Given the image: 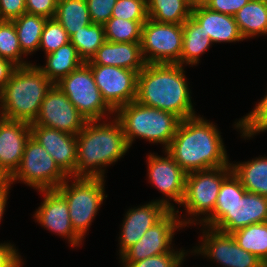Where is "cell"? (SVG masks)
<instances>
[{
  "mask_svg": "<svg viewBox=\"0 0 267 267\" xmlns=\"http://www.w3.org/2000/svg\"><path fill=\"white\" fill-rule=\"evenodd\" d=\"M58 0H26V13L54 18Z\"/></svg>",
  "mask_w": 267,
  "mask_h": 267,
  "instance_id": "cell-41",
  "label": "cell"
},
{
  "mask_svg": "<svg viewBox=\"0 0 267 267\" xmlns=\"http://www.w3.org/2000/svg\"><path fill=\"white\" fill-rule=\"evenodd\" d=\"M240 179L232 172L223 182L217 196L213 213L202 223V226L212 228L245 194Z\"/></svg>",
  "mask_w": 267,
  "mask_h": 267,
  "instance_id": "cell-30",
  "label": "cell"
},
{
  "mask_svg": "<svg viewBox=\"0 0 267 267\" xmlns=\"http://www.w3.org/2000/svg\"><path fill=\"white\" fill-rule=\"evenodd\" d=\"M180 64H146L137 76L136 101L175 114L181 120L195 116L191 95Z\"/></svg>",
  "mask_w": 267,
  "mask_h": 267,
  "instance_id": "cell-2",
  "label": "cell"
},
{
  "mask_svg": "<svg viewBox=\"0 0 267 267\" xmlns=\"http://www.w3.org/2000/svg\"><path fill=\"white\" fill-rule=\"evenodd\" d=\"M187 252H169L145 258L138 262L123 263V267H178Z\"/></svg>",
  "mask_w": 267,
  "mask_h": 267,
  "instance_id": "cell-38",
  "label": "cell"
},
{
  "mask_svg": "<svg viewBox=\"0 0 267 267\" xmlns=\"http://www.w3.org/2000/svg\"><path fill=\"white\" fill-rule=\"evenodd\" d=\"M11 185L9 184L3 191H0V223L3 218L4 211L6 210V203L8 200L9 189Z\"/></svg>",
  "mask_w": 267,
  "mask_h": 267,
  "instance_id": "cell-45",
  "label": "cell"
},
{
  "mask_svg": "<svg viewBox=\"0 0 267 267\" xmlns=\"http://www.w3.org/2000/svg\"><path fill=\"white\" fill-rule=\"evenodd\" d=\"M69 42L70 37L62 25L55 18H48L41 35L39 50L42 49L47 55Z\"/></svg>",
  "mask_w": 267,
  "mask_h": 267,
  "instance_id": "cell-36",
  "label": "cell"
},
{
  "mask_svg": "<svg viewBox=\"0 0 267 267\" xmlns=\"http://www.w3.org/2000/svg\"><path fill=\"white\" fill-rule=\"evenodd\" d=\"M30 137V123L0 117V170L9 178L19 168Z\"/></svg>",
  "mask_w": 267,
  "mask_h": 267,
  "instance_id": "cell-18",
  "label": "cell"
},
{
  "mask_svg": "<svg viewBox=\"0 0 267 267\" xmlns=\"http://www.w3.org/2000/svg\"><path fill=\"white\" fill-rule=\"evenodd\" d=\"M26 13V0H0V20L13 21Z\"/></svg>",
  "mask_w": 267,
  "mask_h": 267,
  "instance_id": "cell-40",
  "label": "cell"
},
{
  "mask_svg": "<svg viewBox=\"0 0 267 267\" xmlns=\"http://www.w3.org/2000/svg\"><path fill=\"white\" fill-rule=\"evenodd\" d=\"M209 34H206L202 26L191 16L183 24V41L180 60L176 64L197 65L200 56L212 46Z\"/></svg>",
  "mask_w": 267,
  "mask_h": 267,
  "instance_id": "cell-23",
  "label": "cell"
},
{
  "mask_svg": "<svg viewBox=\"0 0 267 267\" xmlns=\"http://www.w3.org/2000/svg\"><path fill=\"white\" fill-rule=\"evenodd\" d=\"M168 211L158 200L129 209L125 214L121 236H119V255L121 256L129 247L136 244L145 232Z\"/></svg>",
  "mask_w": 267,
  "mask_h": 267,
  "instance_id": "cell-20",
  "label": "cell"
},
{
  "mask_svg": "<svg viewBox=\"0 0 267 267\" xmlns=\"http://www.w3.org/2000/svg\"><path fill=\"white\" fill-rule=\"evenodd\" d=\"M234 18L244 39L267 35V0H250Z\"/></svg>",
  "mask_w": 267,
  "mask_h": 267,
  "instance_id": "cell-25",
  "label": "cell"
},
{
  "mask_svg": "<svg viewBox=\"0 0 267 267\" xmlns=\"http://www.w3.org/2000/svg\"><path fill=\"white\" fill-rule=\"evenodd\" d=\"M121 123L128 145L135 138L163 144L166 150L181 119L175 114L138 103L136 100L119 107L114 115Z\"/></svg>",
  "mask_w": 267,
  "mask_h": 267,
  "instance_id": "cell-5",
  "label": "cell"
},
{
  "mask_svg": "<svg viewBox=\"0 0 267 267\" xmlns=\"http://www.w3.org/2000/svg\"><path fill=\"white\" fill-rule=\"evenodd\" d=\"M105 41L104 26L96 23L82 27L70 37V42L85 63L91 60Z\"/></svg>",
  "mask_w": 267,
  "mask_h": 267,
  "instance_id": "cell-32",
  "label": "cell"
},
{
  "mask_svg": "<svg viewBox=\"0 0 267 267\" xmlns=\"http://www.w3.org/2000/svg\"><path fill=\"white\" fill-rule=\"evenodd\" d=\"M145 21H130L111 17L103 26L105 39L109 42H141Z\"/></svg>",
  "mask_w": 267,
  "mask_h": 267,
  "instance_id": "cell-33",
  "label": "cell"
},
{
  "mask_svg": "<svg viewBox=\"0 0 267 267\" xmlns=\"http://www.w3.org/2000/svg\"><path fill=\"white\" fill-rule=\"evenodd\" d=\"M67 178L53 157L31 136L19 168L9 178V184L21 181L37 191L49 190L57 189Z\"/></svg>",
  "mask_w": 267,
  "mask_h": 267,
  "instance_id": "cell-8",
  "label": "cell"
},
{
  "mask_svg": "<svg viewBox=\"0 0 267 267\" xmlns=\"http://www.w3.org/2000/svg\"><path fill=\"white\" fill-rule=\"evenodd\" d=\"M164 152L165 157L155 155V153L148 155L147 176L150 181L149 183L154 185L166 197L158 199V202L163 204L168 210H176L174 205L170 203V200H173L180 206L184 196L187 174L166 151Z\"/></svg>",
  "mask_w": 267,
  "mask_h": 267,
  "instance_id": "cell-15",
  "label": "cell"
},
{
  "mask_svg": "<svg viewBox=\"0 0 267 267\" xmlns=\"http://www.w3.org/2000/svg\"><path fill=\"white\" fill-rule=\"evenodd\" d=\"M44 195L43 202L36 209L35 220L45 229L67 238L73 247L82 244V238L72 228L69 208L64 196L57 189L39 190Z\"/></svg>",
  "mask_w": 267,
  "mask_h": 267,
  "instance_id": "cell-16",
  "label": "cell"
},
{
  "mask_svg": "<svg viewBox=\"0 0 267 267\" xmlns=\"http://www.w3.org/2000/svg\"><path fill=\"white\" fill-rule=\"evenodd\" d=\"M105 182L104 178L68 177L57 188L67 201L72 228L82 239L107 197Z\"/></svg>",
  "mask_w": 267,
  "mask_h": 267,
  "instance_id": "cell-7",
  "label": "cell"
},
{
  "mask_svg": "<svg viewBox=\"0 0 267 267\" xmlns=\"http://www.w3.org/2000/svg\"><path fill=\"white\" fill-rule=\"evenodd\" d=\"M191 10L208 7L212 0H188Z\"/></svg>",
  "mask_w": 267,
  "mask_h": 267,
  "instance_id": "cell-46",
  "label": "cell"
},
{
  "mask_svg": "<svg viewBox=\"0 0 267 267\" xmlns=\"http://www.w3.org/2000/svg\"><path fill=\"white\" fill-rule=\"evenodd\" d=\"M148 18L171 24H184L191 17L188 0H147Z\"/></svg>",
  "mask_w": 267,
  "mask_h": 267,
  "instance_id": "cell-29",
  "label": "cell"
},
{
  "mask_svg": "<svg viewBox=\"0 0 267 267\" xmlns=\"http://www.w3.org/2000/svg\"><path fill=\"white\" fill-rule=\"evenodd\" d=\"M47 19L41 15L24 13L12 21L25 56L39 50L41 35Z\"/></svg>",
  "mask_w": 267,
  "mask_h": 267,
  "instance_id": "cell-28",
  "label": "cell"
},
{
  "mask_svg": "<svg viewBox=\"0 0 267 267\" xmlns=\"http://www.w3.org/2000/svg\"><path fill=\"white\" fill-rule=\"evenodd\" d=\"M208 121L200 115L181 120L165 150L186 174L231 164L217 126Z\"/></svg>",
  "mask_w": 267,
  "mask_h": 267,
  "instance_id": "cell-1",
  "label": "cell"
},
{
  "mask_svg": "<svg viewBox=\"0 0 267 267\" xmlns=\"http://www.w3.org/2000/svg\"><path fill=\"white\" fill-rule=\"evenodd\" d=\"M237 244L267 266V222L255 223L231 233Z\"/></svg>",
  "mask_w": 267,
  "mask_h": 267,
  "instance_id": "cell-31",
  "label": "cell"
},
{
  "mask_svg": "<svg viewBox=\"0 0 267 267\" xmlns=\"http://www.w3.org/2000/svg\"><path fill=\"white\" fill-rule=\"evenodd\" d=\"M250 0H212L208 8L215 12L234 16Z\"/></svg>",
  "mask_w": 267,
  "mask_h": 267,
  "instance_id": "cell-43",
  "label": "cell"
},
{
  "mask_svg": "<svg viewBox=\"0 0 267 267\" xmlns=\"http://www.w3.org/2000/svg\"><path fill=\"white\" fill-rule=\"evenodd\" d=\"M202 233L201 245L196 246L192 253L207 256L222 267H267L256 255L241 248L232 234L206 226H203Z\"/></svg>",
  "mask_w": 267,
  "mask_h": 267,
  "instance_id": "cell-11",
  "label": "cell"
},
{
  "mask_svg": "<svg viewBox=\"0 0 267 267\" xmlns=\"http://www.w3.org/2000/svg\"><path fill=\"white\" fill-rule=\"evenodd\" d=\"M87 64L122 67L139 73L146 65L140 42L105 41Z\"/></svg>",
  "mask_w": 267,
  "mask_h": 267,
  "instance_id": "cell-21",
  "label": "cell"
},
{
  "mask_svg": "<svg viewBox=\"0 0 267 267\" xmlns=\"http://www.w3.org/2000/svg\"><path fill=\"white\" fill-rule=\"evenodd\" d=\"M8 185H9V177L6 176V175L0 170V191H3Z\"/></svg>",
  "mask_w": 267,
  "mask_h": 267,
  "instance_id": "cell-47",
  "label": "cell"
},
{
  "mask_svg": "<svg viewBox=\"0 0 267 267\" xmlns=\"http://www.w3.org/2000/svg\"><path fill=\"white\" fill-rule=\"evenodd\" d=\"M86 122L65 93L53 84L42 101L37 118L30 125H42L76 136Z\"/></svg>",
  "mask_w": 267,
  "mask_h": 267,
  "instance_id": "cell-13",
  "label": "cell"
},
{
  "mask_svg": "<svg viewBox=\"0 0 267 267\" xmlns=\"http://www.w3.org/2000/svg\"><path fill=\"white\" fill-rule=\"evenodd\" d=\"M88 65L103 99L114 111L136 100V71L109 65Z\"/></svg>",
  "mask_w": 267,
  "mask_h": 267,
  "instance_id": "cell-14",
  "label": "cell"
},
{
  "mask_svg": "<svg viewBox=\"0 0 267 267\" xmlns=\"http://www.w3.org/2000/svg\"><path fill=\"white\" fill-rule=\"evenodd\" d=\"M22 55L24 56L25 54L20 47L14 23L0 20V58L10 60L16 66L31 64L28 61H24Z\"/></svg>",
  "mask_w": 267,
  "mask_h": 267,
  "instance_id": "cell-34",
  "label": "cell"
},
{
  "mask_svg": "<svg viewBox=\"0 0 267 267\" xmlns=\"http://www.w3.org/2000/svg\"><path fill=\"white\" fill-rule=\"evenodd\" d=\"M264 222H267V197L246 191L212 228L231 234L251 224Z\"/></svg>",
  "mask_w": 267,
  "mask_h": 267,
  "instance_id": "cell-19",
  "label": "cell"
},
{
  "mask_svg": "<svg viewBox=\"0 0 267 267\" xmlns=\"http://www.w3.org/2000/svg\"><path fill=\"white\" fill-rule=\"evenodd\" d=\"M83 63L76 48L69 42L47 54L46 65L44 67L39 66V68L53 84H56Z\"/></svg>",
  "mask_w": 267,
  "mask_h": 267,
  "instance_id": "cell-24",
  "label": "cell"
},
{
  "mask_svg": "<svg viewBox=\"0 0 267 267\" xmlns=\"http://www.w3.org/2000/svg\"><path fill=\"white\" fill-rule=\"evenodd\" d=\"M56 85L87 121L101 120L107 117H109V120L113 119L110 118V115H115V111L103 99L87 63L84 62Z\"/></svg>",
  "mask_w": 267,
  "mask_h": 267,
  "instance_id": "cell-9",
  "label": "cell"
},
{
  "mask_svg": "<svg viewBox=\"0 0 267 267\" xmlns=\"http://www.w3.org/2000/svg\"><path fill=\"white\" fill-rule=\"evenodd\" d=\"M23 259L10 243H0V267H21Z\"/></svg>",
  "mask_w": 267,
  "mask_h": 267,
  "instance_id": "cell-42",
  "label": "cell"
},
{
  "mask_svg": "<svg viewBox=\"0 0 267 267\" xmlns=\"http://www.w3.org/2000/svg\"><path fill=\"white\" fill-rule=\"evenodd\" d=\"M111 17L146 21L148 19L147 0H117Z\"/></svg>",
  "mask_w": 267,
  "mask_h": 267,
  "instance_id": "cell-37",
  "label": "cell"
},
{
  "mask_svg": "<svg viewBox=\"0 0 267 267\" xmlns=\"http://www.w3.org/2000/svg\"><path fill=\"white\" fill-rule=\"evenodd\" d=\"M235 128L241 132L243 138H253L254 135L267 131V94L255 105L246 116L239 119Z\"/></svg>",
  "mask_w": 267,
  "mask_h": 267,
  "instance_id": "cell-35",
  "label": "cell"
},
{
  "mask_svg": "<svg viewBox=\"0 0 267 267\" xmlns=\"http://www.w3.org/2000/svg\"><path fill=\"white\" fill-rule=\"evenodd\" d=\"M117 0H86L92 23L104 25L112 16Z\"/></svg>",
  "mask_w": 267,
  "mask_h": 267,
  "instance_id": "cell-39",
  "label": "cell"
},
{
  "mask_svg": "<svg viewBox=\"0 0 267 267\" xmlns=\"http://www.w3.org/2000/svg\"><path fill=\"white\" fill-rule=\"evenodd\" d=\"M30 130L31 136L47 150L59 168L68 177H76V136L42 125H30Z\"/></svg>",
  "mask_w": 267,
  "mask_h": 267,
  "instance_id": "cell-17",
  "label": "cell"
},
{
  "mask_svg": "<svg viewBox=\"0 0 267 267\" xmlns=\"http://www.w3.org/2000/svg\"><path fill=\"white\" fill-rule=\"evenodd\" d=\"M233 173L240 179L246 191L267 197V157L231 163Z\"/></svg>",
  "mask_w": 267,
  "mask_h": 267,
  "instance_id": "cell-26",
  "label": "cell"
},
{
  "mask_svg": "<svg viewBox=\"0 0 267 267\" xmlns=\"http://www.w3.org/2000/svg\"><path fill=\"white\" fill-rule=\"evenodd\" d=\"M17 66L10 60L0 58V91L9 81L11 74Z\"/></svg>",
  "mask_w": 267,
  "mask_h": 267,
  "instance_id": "cell-44",
  "label": "cell"
},
{
  "mask_svg": "<svg viewBox=\"0 0 267 267\" xmlns=\"http://www.w3.org/2000/svg\"><path fill=\"white\" fill-rule=\"evenodd\" d=\"M191 16L209 34L213 43L239 42L244 38L239 30L234 16L215 12L208 7H201L191 11Z\"/></svg>",
  "mask_w": 267,
  "mask_h": 267,
  "instance_id": "cell-22",
  "label": "cell"
},
{
  "mask_svg": "<svg viewBox=\"0 0 267 267\" xmlns=\"http://www.w3.org/2000/svg\"><path fill=\"white\" fill-rule=\"evenodd\" d=\"M52 85L39 66H17L0 91V117L32 123Z\"/></svg>",
  "mask_w": 267,
  "mask_h": 267,
  "instance_id": "cell-4",
  "label": "cell"
},
{
  "mask_svg": "<svg viewBox=\"0 0 267 267\" xmlns=\"http://www.w3.org/2000/svg\"><path fill=\"white\" fill-rule=\"evenodd\" d=\"M108 119L89 120L76 135V177L105 178L103 168L117 162L129 150L121 123L116 117L109 122Z\"/></svg>",
  "mask_w": 267,
  "mask_h": 267,
  "instance_id": "cell-3",
  "label": "cell"
},
{
  "mask_svg": "<svg viewBox=\"0 0 267 267\" xmlns=\"http://www.w3.org/2000/svg\"><path fill=\"white\" fill-rule=\"evenodd\" d=\"M178 213H180L178 210H169L145 232L136 244L129 247L120 256L122 263L138 262L145 258L169 252H185V250L175 251L171 246L175 231L184 227Z\"/></svg>",
  "mask_w": 267,
  "mask_h": 267,
  "instance_id": "cell-12",
  "label": "cell"
},
{
  "mask_svg": "<svg viewBox=\"0 0 267 267\" xmlns=\"http://www.w3.org/2000/svg\"><path fill=\"white\" fill-rule=\"evenodd\" d=\"M232 166L190 172L186 175L184 196L181 206L192 218L180 219L184 227L202 224L214 211L222 182L232 173ZM200 215H204L203 218ZM199 216V217H198ZM199 218L198 220L196 218ZM196 222V223H194Z\"/></svg>",
  "mask_w": 267,
  "mask_h": 267,
  "instance_id": "cell-6",
  "label": "cell"
},
{
  "mask_svg": "<svg viewBox=\"0 0 267 267\" xmlns=\"http://www.w3.org/2000/svg\"><path fill=\"white\" fill-rule=\"evenodd\" d=\"M183 24L148 18L142 26L141 52L146 64H176L181 57Z\"/></svg>",
  "mask_w": 267,
  "mask_h": 267,
  "instance_id": "cell-10",
  "label": "cell"
},
{
  "mask_svg": "<svg viewBox=\"0 0 267 267\" xmlns=\"http://www.w3.org/2000/svg\"><path fill=\"white\" fill-rule=\"evenodd\" d=\"M54 18L66 30L69 37L92 23L86 0H58Z\"/></svg>",
  "mask_w": 267,
  "mask_h": 267,
  "instance_id": "cell-27",
  "label": "cell"
}]
</instances>
